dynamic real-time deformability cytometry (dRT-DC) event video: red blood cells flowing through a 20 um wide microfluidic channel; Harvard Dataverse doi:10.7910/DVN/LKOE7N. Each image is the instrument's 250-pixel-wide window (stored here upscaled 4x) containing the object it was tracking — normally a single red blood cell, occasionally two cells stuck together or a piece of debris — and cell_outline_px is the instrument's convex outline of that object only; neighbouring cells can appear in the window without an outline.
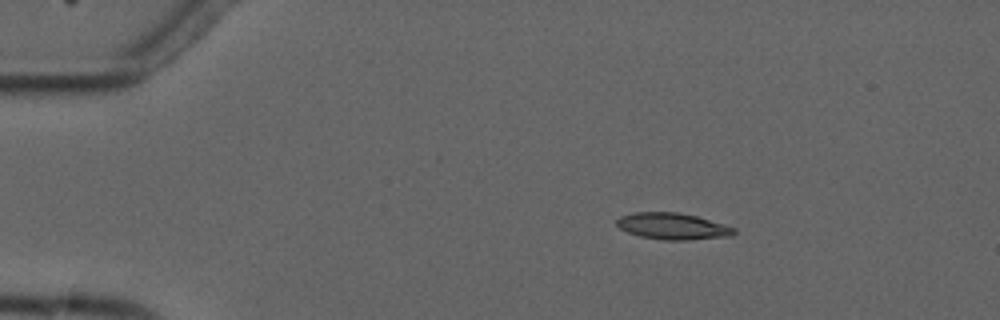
{"species": "common noctule bat (a hibernating species)", "species_latin": "Nyctalus noctula", "temperature_condition": "cold", "stored_images_in_passage": 3, "camera_frame_rate_fps": 3000, "um_per_image_px": 0.085, "animal": {"sex": "male", "forearm_length_mm": 52.5}, "frame": {"image": 1, "passage_image": 1, "time_ms": 0.0, "image_size_px": [1000, 320], "cell_outline_px": [[736, 232], [732, 236], [688, 240], [664, 240], [640, 236], [628, 232], [620, 228], [616, 224], [616, 220], [620, 216], [632, 212], [680, 212], [696, 216], [724, 224], [736, 228]], "centroid_in_image_um": [57.18, 19.22], "position_along_channel_um": 27.8, "area_um2": 18.21}}